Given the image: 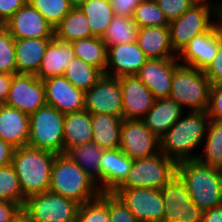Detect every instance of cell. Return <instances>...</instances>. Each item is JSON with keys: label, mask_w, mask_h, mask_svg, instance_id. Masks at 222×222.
<instances>
[{"label": "cell", "mask_w": 222, "mask_h": 222, "mask_svg": "<svg viewBox=\"0 0 222 222\" xmlns=\"http://www.w3.org/2000/svg\"><path fill=\"white\" fill-rule=\"evenodd\" d=\"M209 122L207 110L183 114L160 138V152L176 163L197 159L194 152L205 140Z\"/></svg>", "instance_id": "cell-1"}, {"label": "cell", "mask_w": 222, "mask_h": 222, "mask_svg": "<svg viewBox=\"0 0 222 222\" xmlns=\"http://www.w3.org/2000/svg\"><path fill=\"white\" fill-rule=\"evenodd\" d=\"M56 153L25 145L15 148L12 164L24 195V203L33 195L49 191Z\"/></svg>", "instance_id": "cell-2"}, {"label": "cell", "mask_w": 222, "mask_h": 222, "mask_svg": "<svg viewBox=\"0 0 222 222\" xmlns=\"http://www.w3.org/2000/svg\"><path fill=\"white\" fill-rule=\"evenodd\" d=\"M177 175L186 184L193 203L203 212L222 205V181L216 167L197 159L177 163Z\"/></svg>", "instance_id": "cell-3"}, {"label": "cell", "mask_w": 222, "mask_h": 222, "mask_svg": "<svg viewBox=\"0 0 222 222\" xmlns=\"http://www.w3.org/2000/svg\"><path fill=\"white\" fill-rule=\"evenodd\" d=\"M49 191L79 204L91 201L101 194L97 183L65 153L56 155Z\"/></svg>", "instance_id": "cell-4"}, {"label": "cell", "mask_w": 222, "mask_h": 222, "mask_svg": "<svg viewBox=\"0 0 222 222\" xmlns=\"http://www.w3.org/2000/svg\"><path fill=\"white\" fill-rule=\"evenodd\" d=\"M222 0H199L181 17L169 23L170 43L178 55L196 35L208 31L219 20ZM211 17L215 21H211Z\"/></svg>", "instance_id": "cell-5"}, {"label": "cell", "mask_w": 222, "mask_h": 222, "mask_svg": "<svg viewBox=\"0 0 222 222\" xmlns=\"http://www.w3.org/2000/svg\"><path fill=\"white\" fill-rule=\"evenodd\" d=\"M211 82L204 71L179 64L174 71L169 97L184 109L204 111L209 105Z\"/></svg>", "instance_id": "cell-6"}, {"label": "cell", "mask_w": 222, "mask_h": 222, "mask_svg": "<svg viewBox=\"0 0 222 222\" xmlns=\"http://www.w3.org/2000/svg\"><path fill=\"white\" fill-rule=\"evenodd\" d=\"M64 117L65 114L53 106L45 105L29 115V138L31 147L64 153Z\"/></svg>", "instance_id": "cell-7"}, {"label": "cell", "mask_w": 222, "mask_h": 222, "mask_svg": "<svg viewBox=\"0 0 222 222\" xmlns=\"http://www.w3.org/2000/svg\"><path fill=\"white\" fill-rule=\"evenodd\" d=\"M177 174V163L162 152L134 159L126 180L118 188L162 189Z\"/></svg>", "instance_id": "cell-8"}, {"label": "cell", "mask_w": 222, "mask_h": 222, "mask_svg": "<svg viewBox=\"0 0 222 222\" xmlns=\"http://www.w3.org/2000/svg\"><path fill=\"white\" fill-rule=\"evenodd\" d=\"M79 203L50 191L30 196L23 210L36 222H75Z\"/></svg>", "instance_id": "cell-9"}, {"label": "cell", "mask_w": 222, "mask_h": 222, "mask_svg": "<svg viewBox=\"0 0 222 222\" xmlns=\"http://www.w3.org/2000/svg\"><path fill=\"white\" fill-rule=\"evenodd\" d=\"M163 222H201L203 211L192 201L186 184L176 174L162 189Z\"/></svg>", "instance_id": "cell-10"}, {"label": "cell", "mask_w": 222, "mask_h": 222, "mask_svg": "<svg viewBox=\"0 0 222 222\" xmlns=\"http://www.w3.org/2000/svg\"><path fill=\"white\" fill-rule=\"evenodd\" d=\"M140 222H163L161 189L117 188L114 192Z\"/></svg>", "instance_id": "cell-11"}, {"label": "cell", "mask_w": 222, "mask_h": 222, "mask_svg": "<svg viewBox=\"0 0 222 222\" xmlns=\"http://www.w3.org/2000/svg\"><path fill=\"white\" fill-rule=\"evenodd\" d=\"M5 104L28 115L35 113L47 105L43 81L34 74H14Z\"/></svg>", "instance_id": "cell-12"}, {"label": "cell", "mask_w": 222, "mask_h": 222, "mask_svg": "<svg viewBox=\"0 0 222 222\" xmlns=\"http://www.w3.org/2000/svg\"><path fill=\"white\" fill-rule=\"evenodd\" d=\"M222 44V26L217 22L206 32L196 35L177 55L180 64L205 71Z\"/></svg>", "instance_id": "cell-13"}, {"label": "cell", "mask_w": 222, "mask_h": 222, "mask_svg": "<svg viewBox=\"0 0 222 222\" xmlns=\"http://www.w3.org/2000/svg\"><path fill=\"white\" fill-rule=\"evenodd\" d=\"M85 110L90 114L105 113L122 119L123 99L119 78L106 74L85 92Z\"/></svg>", "instance_id": "cell-14"}, {"label": "cell", "mask_w": 222, "mask_h": 222, "mask_svg": "<svg viewBox=\"0 0 222 222\" xmlns=\"http://www.w3.org/2000/svg\"><path fill=\"white\" fill-rule=\"evenodd\" d=\"M119 149L131 159L145 158L160 153V138L142 120L123 119Z\"/></svg>", "instance_id": "cell-15"}, {"label": "cell", "mask_w": 222, "mask_h": 222, "mask_svg": "<svg viewBox=\"0 0 222 222\" xmlns=\"http://www.w3.org/2000/svg\"><path fill=\"white\" fill-rule=\"evenodd\" d=\"M14 39L54 38V27L28 1L4 23Z\"/></svg>", "instance_id": "cell-16"}, {"label": "cell", "mask_w": 222, "mask_h": 222, "mask_svg": "<svg viewBox=\"0 0 222 222\" xmlns=\"http://www.w3.org/2000/svg\"><path fill=\"white\" fill-rule=\"evenodd\" d=\"M124 120H141L152 108L156 98L136 75L120 76Z\"/></svg>", "instance_id": "cell-17"}, {"label": "cell", "mask_w": 222, "mask_h": 222, "mask_svg": "<svg viewBox=\"0 0 222 222\" xmlns=\"http://www.w3.org/2000/svg\"><path fill=\"white\" fill-rule=\"evenodd\" d=\"M47 105L63 114L78 112L85 108V92L76 88L65 76L43 80Z\"/></svg>", "instance_id": "cell-18"}, {"label": "cell", "mask_w": 222, "mask_h": 222, "mask_svg": "<svg viewBox=\"0 0 222 222\" xmlns=\"http://www.w3.org/2000/svg\"><path fill=\"white\" fill-rule=\"evenodd\" d=\"M178 57L148 59L136 77L143 82L156 99L169 97Z\"/></svg>", "instance_id": "cell-19"}, {"label": "cell", "mask_w": 222, "mask_h": 222, "mask_svg": "<svg viewBox=\"0 0 222 222\" xmlns=\"http://www.w3.org/2000/svg\"><path fill=\"white\" fill-rule=\"evenodd\" d=\"M148 60L136 42L107 47L105 74L112 77L136 75Z\"/></svg>", "instance_id": "cell-20"}, {"label": "cell", "mask_w": 222, "mask_h": 222, "mask_svg": "<svg viewBox=\"0 0 222 222\" xmlns=\"http://www.w3.org/2000/svg\"><path fill=\"white\" fill-rule=\"evenodd\" d=\"M134 159L120 149L104 150L101 156V192H114L127 178Z\"/></svg>", "instance_id": "cell-21"}, {"label": "cell", "mask_w": 222, "mask_h": 222, "mask_svg": "<svg viewBox=\"0 0 222 222\" xmlns=\"http://www.w3.org/2000/svg\"><path fill=\"white\" fill-rule=\"evenodd\" d=\"M184 110L170 97L158 98L141 120L152 133L161 138L185 114Z\"/></svg>", "instance_id": "cell-22"}, {"label": "cell", "mask_w": 222, "mask_h": 222, "mask_svg": "<svg viewBox=\"0 0 222 222\" xmlns=\"http://www.w3.org/2000/svg\"><path fill=\"white\" fill-rule=\"evenodd\" d=\"M29 115L6 104L0 105V139L13 147L28 144Z\"/></svg>", "instance_id": "cell-23"}, {"label": "cell", "mask_w": 222, "mask_h": 222, "mask_svg": "<svg viewBox=\"0 0 222 222\" xmlns=\"http://www.w3.org/2000/svg\"><path fill=\"white\" fill-rule=\"evenodd\" d=\"M137 43L148 59L177 57L170 43L169 26H147L139 28Z\"/></svg>", "instance_id": "cell-24"}, {"label": "cell", "mask_w": 222, "mask_h": 222, "mask_svg": "<svg viewBox=\"0 0 222 222\" xmlns=\"http://www.w3.org/2000/svg\"><path fill=\"white\" fill-rule=\"evenodd\" d=\"M74 57L71 43L53 38L46 48L35 75L42 81L51 77L63 76Z\"/></svg>", "instance_id": "cell-25"}, {"label": "cell", "mask_w": 222, "mask_h": 222, "mask_svg": "<svg viewBox=\"0 0 222 222\" xmlns=\"http://www.w3.org/2000/svg\"><path fill=\"white\" fill-rule=\"evenodd\" d=\"M53 38L15 39L17 73L36 74Z\"/></svg>", "instance_id": "cell-26"}, {"label": "cell", "mask_w": 222, "mask_h": 222, "mask_svg": "<svg viewBox=\"0 0 222 222\" xmlns=\"http://www.w3.org/2000/svg\"><path fill=\"white\" fill-rule=\"evenodd\" d=\"M122 121L120 117L110 114H91L92 142L104 150L119 149Z\"/></svg>", "instance_id": "cell-27"}, {"label": "cell", "mask_w": 222, "mask_h": 222, "mask_svg": "<svg viewBox=\"0 0 222 222\" xmlns=\"http://www.w3.org/2000/svg\"><path fill=\"white\" fill-rule=\"evenodd\" d=\"M91 114L87 110L65 114L64 153L70 148L92 142Z\"/></svg>", "instance_id": "cell-28"}, {"label": "cell", "mask_w": 222, "mask_h": 222, "mask_svg": "<svg viewBox=\"0 0 222 222\" xmlns=\"http://www.w3.org/2000/svg\"><path fill=\"white\" fill-rule=\"evenodd\" d=\"M94 36L90 29L86 15L78 8H71L70 12L54 27V38L69 42Z\"/></svg>", "instance_id": "cell-29"}, {"label": "cell", "mask_w": 222, "mask_h": 222, "mask_svg": "<svg viewBox=\"0 0 222 222\" xmlns=\"http://www.w3.org/2000/svg\"><path fill=\"white\" fill-rule=\"evenodd\" d=\"M104 149L95 142L70 148L65 154L77 163L95 181L101 191L100 162Z\"/></svg>", "instance_id": "cell-30"}, {"label": "cell", "mask_w": 222, "mask_h": 222, "mask_svg": "<svg viewBox=\"0 0 222 222\" xmlns=\"http://www.w3.org/2000/svg\"><path fill=\"white\" fill-rule=\"evenodd\" d=\"M71 45L76 58L100 69L105 74L107 47L101 37L92 36L75 40L71 42Z\"/></svg>", "instance_id": "cell-31"}, {"label": "cell", "mask_w": 222, "mask_h": 222, "mask_svg": "<svg viewBox=\"0 0 222 222\" xmlns=\"http://www.w3.org/2000/svg\"><path fill=\"white\" fill-rule=\"evenodd\" d=\"M80 8L87 17L91 33L102 37L115 16L110 0H86Z\"/></svg>", "instance_id": "cell-32"}, {"label": "cell", "mask_w": 222, "mask_h": 222, "mask_svg": "<svg viewBox=\"0 0 222 222\" xmlns=\"http://www.w3.org/2000/svg\"><path fill=\"white\" fill-rule=\"evenodd\" d=\"M138 25L132 18L114 16L101 37L106 47L137 41Z\"/></svg>", "instance_id": "cell-33"}, {"label": "cell", "mask_w": 222, "mask_h": 222, "mask_svg": "<svg viewBox=\"0 0 222 222\" xmlns=\"http://www.w3.org/2000/svg\"><path fill=\"white\" fill-rule=\"evenodd\" d=\"M202 146V154L198 152L197 157L199 162L216 168L222 164V123L210 120Z\"/></svg>", "instance_id": "cell-34"}, {"label": "cell", "mask_w": 222, "mask_h": 222, "mask_svg": "<svg viewBox=\"0 0 222 222\" xmlns=\"http://www.w3.org/2000/svg\"><path fill=\"white\" fill-rule=\"evenodd\" d=\"M103 74L104 73L100 69L74 57L66 68L64 76L76 88L86 92L103 76Z\"/></svg>", "instance_id": "cell-35"}, {"label": "cell", "mask_w": 222, "mask_h": 222, "mask_svg": "<svg viewBox=\"0 0 222 222\" xmlns=\"http://www.w3.org/2000/svg\"><path fill=\"white\" fill-rule=\"evenodd\" d=\"M75 222H110L108 192L86 203L80 204Z\"/></svg>", "instance_id": "cell-36"}, {"label": "cell", "mask_w": 222, "mask_h": 222, "mask_svg": "<svg viewBox=\"0 0 222 222\" xmlns=\"http://www.w3.org/2000/svg\"><path fill=\"white\" fill-rule=\"evenodd\" d=\"M0 201L24 205V195L12 163L0 168Z\"/></svg>", "instance_id": "cell-37"}, {"label": "cell", "mask_w": 222, "mask_h": 222, "mask_svg": "<svg viewBox=\"0 0 222 222\" xmlns=\"http://www.w3.org/2000/svg\"><path fill=\"white\" fill-rule=\"evenodd\" d=\"M132 19L139 28L147 26H169V22L155 0H142L136 7Z\"/></svg>", "instance_id": "cell-38"}, {"label": "cell", "mask_w": 222, "mask_h": 222, "mask_svg": "<svg viewBox=\"0 0 222 222\" xmlns=\"http://www.w3.org/2000/svg\"><path fill=\"white\" fill-rule=\"evenodd\" d=\"M55 27L71 10L67 0H27Z\"/></svg>", "instance_id": "cell-39"}, {"label": "cell", "mask_w": 222, "mask_h": 222, "mask_svg": "<svg viewBox=\"0 0 222 222\" xmlns=\"http://www.w3.org/2000/svg\"><path fill=\"white\" fill-rule=\"evenodd\" d=\"M0 73H17L15 39L5 27L0 30Z\"/></svg>", "instance_id": "cell-40"}, {"label": "cell", "mask_w": 222, "mask_h": 222, "mask_svg": "<svg viewBox=\"0 0 222 222\" xmlns=\"http://www.w3.org/2000/svg\"><path fill=\"white\" fill-rule=\"evenodd\" d=\"M110 222H140L113 192H108Z\"/></svg>", "instance_id": "cell-41"}, {"label": "cell", "mask_w": 222, "mask_h": 222, "mask_svg": "<svg viewBox=\"0 0 222 222\" xmlns=\"http://www.w3.org/2000/svg\"><path fill=\"white\" fill-rule=\"evenodd\" d=\"M157 5L165 14L168 22H172L181 17L199 0H155Z\"/></svg>", "instance_id": "cell-42"}, {"label": "cell", "mask_w": 222, "mask_h": 222, "mask_svg": "<svg viewBox=\"0 0 222 222\" xmlns=\"http://www.w3.org/2000/svg\"><path fill=\"white\" fill-rule=\"evenodd\" d=\"M207 113L210 120L222 123V85L211 84Z\"/></svg>", "instance_id": "cell-43"}, {"label": "cell", "mask_w": 222, "mask_h": 222, "mask_svg": "<svg viewBox=\"0 0 222 222\" xmlns=\"http://www.w3.org/2000/svg\"><path fill=\"white\" fill-rule=\"evenodd\" d=\"M211 84L222 85V44L212 63L204 71Z\"/></svg>", "instance_id": "cell-44"}, {"label": "cell", "mask_w": 222, "mask_h": 222, "mask_svg": "<svg viewBox=\"0 0 222 222\" xmlns=\"http://www.w3.org/2000/svg\"><path fill=\"white\" fill-rule=\"evenodd\" d=\"M142 0H110L116 16L132 18Z\"/></svg>", "instance_id": "cell-45"}, {"label": "cell", "mask_w": 222, "mask_h": 222, "mask_svg": "<svg viewBox=\"0 0 222 222\" xmlns=\"http://www.w3.org/2000/svg\"><path fill=\"white\" fill-rule=\"evenodd\" d=\"M27 0H0V19L5 23Z\"/></svg>", "instance_id": "cell-46"}, {"label": "cell", "mask_w": 222, "mask_h": 222, "mask_svg": "<svg viewBox=\"0 0 222 222\" xmlns=\"http://www.w3.org/2000/svg\"><path fill=\"white\" fill-rule=\"evenodd\" d=\"M22 206L15 202L0 201V222H13Z\"/></svg>", "instance_id": "cell-47"}, {"label": "cell", "mask_w": 222, "mask_h": 222, "mask_svg": "<svg viewBox=\"0 0 222 222\" xmlns=\"http://www.w3.org/2000/svg\"><path fill=\"white\" fill-rule=\"evenodd\" d=\"M15 147L0 139V168L12 163Z\"/></svg>", "instance_id": "cell-48"}, {"label": "cell", "mask_w": 222, "mask_h": 222, "mask_svg": "<svg viewBox=\"0 0 222 222\" xmlns=\"http://www.w3.org/2000/svg\"><path fill=\"white\" fill-rule=\"evenodd\" d=\"M12 76L6 73H0V105L5 104L10 86L12 83Z\"/></svg>", "instance_id": "cell-49"}, {"label": "cell", "mask_w": 222, "mask_h": 222, "mask_svg": "<svg viewBox=\"0 0 222 222\" xmlns=\"http://www.w3.org/2000/svg\"><path fill=\"white\" fill-rule=\"evenodd\" d=\"M201 222H222V205L204 211Z\"/></svg>", "instance_id": "cell-50"}, {"label": "cell", "mask_w": 222, "mask_h": 222, "mask_svg": "<svg viewBox=\"0 0 222 222\" xmlns=\"http://www.w3.org/2000/svg\"><path fill=\"white\" fill-rule=\"evenodd\" d=\"M13 222H36L23 208L15 216Z\"/></svg>", "instance_id": "cell-51"}, {"label": "cell", "mask_w": 222, "mask_h": 222, "mask_svg": "<svg viewBox=\"0 0 222 222\" xmlns=\"http://www.w3.org/2000/svg\"><path fill=\"white\" fill-rule=\"evenodd\" d=\"M72 8L80 7L86 0H67Z\"/></svg>", "instance_id": "cell-52"}, {"label": "cell", "mask_w": 222, "mask_h": 222, "mask_svg": "<svg viewBox=\"0 0 222 222\" xmlns=\"http://www.w3.org/2000/svg\"><path fill=\"white\" fill-rule=\"evenodd\" d=\"M217 170H218V174H219V177L222 181V164H220L218 167H217Z\"/></svg>", "instance_id": "cell-53"}, {"label": "cell", "mask_w": 222, "mask_h": 222, "mask_svg": "<svg viewBox=\"0 0 222 222\" xmlns=\"http://www.w3.org/2000/svg\"><path fill=\"white\" fill-rule=\"evenodd\" d=\"M219 22H220V24L222 26V8H221L220 15H219Z\"/></svg>", "instance_id": "cell-54"}, {"label": "cell", "mask_w": 222, "mask_h": 222, "mask_svg": "<svg viewBox=\"0 0 222 222\" xmlns=\"http://www.w3.org/2000/svg\"><path fill=\"white\" fill-rule=\"evenodd\" d=\"M4 27V22L0 19V30Z\"/></svg>", "instance_id": "cell-55"}]
</instances>
